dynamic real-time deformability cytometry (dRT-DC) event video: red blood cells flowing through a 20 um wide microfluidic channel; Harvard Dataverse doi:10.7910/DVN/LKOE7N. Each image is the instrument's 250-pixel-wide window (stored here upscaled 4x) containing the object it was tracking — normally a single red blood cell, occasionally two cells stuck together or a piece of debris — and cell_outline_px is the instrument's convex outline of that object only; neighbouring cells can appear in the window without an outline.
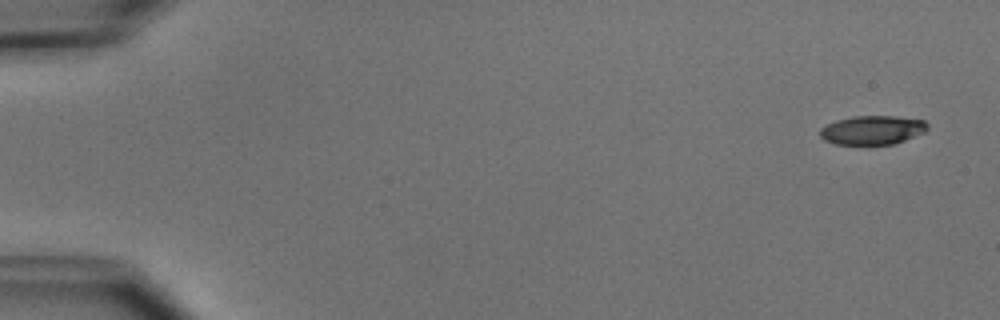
{"species": "common noctule bat (a hibernating species)", "species_latin": "Nyctalus noctula", "temperature_condition": "cold", "stored_images_in_passage": 6, "camera_frame_rate_fps": 3000, "um_per_image_px": 0.085, "animal": {"sex": "male", "body_mass_g": 15.6}, "frame": {"image": 1, "passage_image": 1, "time_ms": 0.0, "image_size_px": [1000, 320], "cell_outline_px": [[928, 128], [924, 132], [904, 140], [892, 144], [868, 148], [836, 144], [824, 140], [820, 136], [820, 128], [836, 120], [852, 116], [896, 116], [924, 120], [928, 124]], "centroid_in_image_um": [74.12, 11.1], "position_along_channel_um": 10.9, "area_um2": 18.84}}
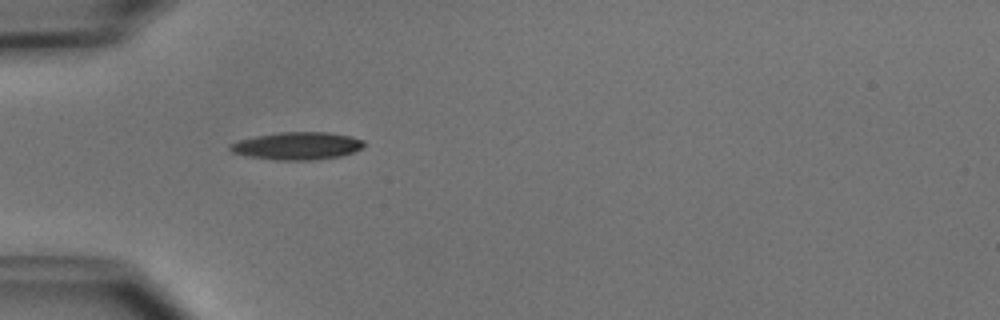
{"frame": {"image": 2, "passage_image": 5, "time_ms": 4.667, "image_size_px": [1000, 320], "cell_outline_px": [[364, 148], [340, 156], [312, 160], [276, 160], [248, 156], [232, 152], [228, 148], [228, 144], [240, 140], [256, 136], [280, 132], [328, 132], [348, 136], [364, 140]], "centroid_in_image_um": [25.25, 12.4], "position_along_channel_um": 59.7, "area_um2": 21.44}}